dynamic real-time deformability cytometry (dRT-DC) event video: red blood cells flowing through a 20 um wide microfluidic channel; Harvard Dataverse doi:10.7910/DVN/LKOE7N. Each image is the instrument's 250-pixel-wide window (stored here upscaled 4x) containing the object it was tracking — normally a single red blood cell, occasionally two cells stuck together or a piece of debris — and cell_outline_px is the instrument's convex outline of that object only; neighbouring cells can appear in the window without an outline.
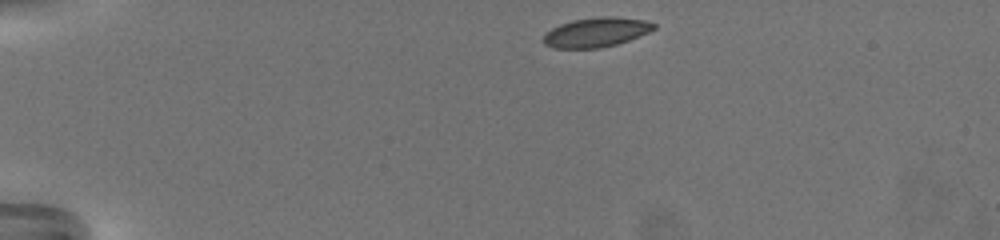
{"species": "common noctule bat (a hibernating species)", "species_latin": "Nyctalus noctula", "temperature_condition": "warm", "stored_images_in_passage": 46, "camera_frame_rate_fps": 3000, "um_per_image_px": 0.085, "animal": {"sex": "female", "body_mass_g": 19.5, "forearm_length_mm": 54.1}, "frame": {"image": 1, "passage_image": 1, "time_ms": 0.0, "image_size_px": [1000, 240], "cell_outline_px": [[656, 28], [648, 32], [628, 40], [616, 44], [600, 48], [552, 48], [544, 44], [540, 40], [544, 32], [560, 24], [572, 20], [596, 16], [612, 16], [648, 20], [656, 24]], "centroid_in_image_um": [50.63, 2.73], "position_along_channel_um": 34.4, "area_um2": 19.31}}
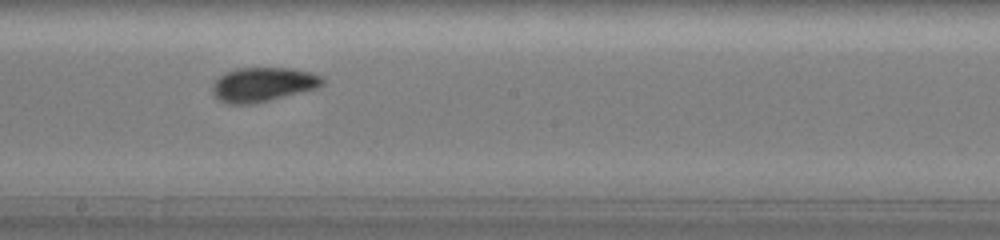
{"frame": {"image": 2, "passage_image": 26, "time_ms": 8.333, "image_size_px": [1000, 240], "cell_outline_px": [[324, 84], [316, 88], [268, 100], [248, 104], [228, 104], [220, 100], [212, 92], [212, 84], [224, 72], [236, 68], [292, 68], [324, 76]], "centroid_in_image_um": [22.34, 7.16], "position_along_channel_um": 225.9, "area_um2": 21.79}}
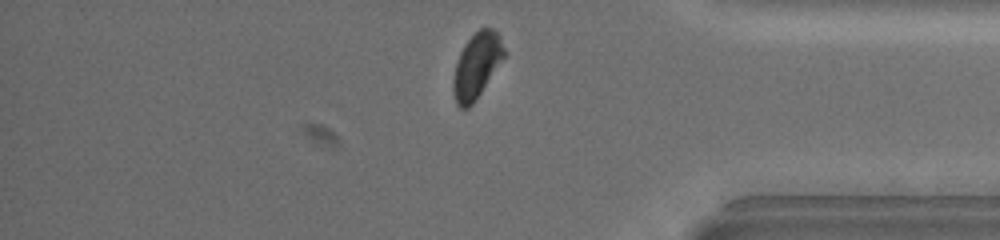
{"frame": {"image": 3, "passage_image": 43, "time_ms": 14.0, "image_size_px": [1000, 240], "cell_outline_px": [[508, 52], [472, 104], [468, 108], [460, 108], [456, 104], [452, 88], [452, 80], [456, 64], [460, 52], [464, 44], [480, 28], [492, 28], [500, 36]], "centroid_in_image_um": [40.53, 5.56], "position_along_channel_um": 394.7, "area_um2": 19.31}, "authors_computed_cell_mechanics": {"area_um2": 20.7502, "velocity_mm_per_s": 3.2297, "shape_relaxation_time_tau1_ms": 3.5168, "shape_relaxation_time_tau2_ms": 1.5617, "deformation_change_tau1": 0.1199, "deformation_change_tau2": 0.0574}}